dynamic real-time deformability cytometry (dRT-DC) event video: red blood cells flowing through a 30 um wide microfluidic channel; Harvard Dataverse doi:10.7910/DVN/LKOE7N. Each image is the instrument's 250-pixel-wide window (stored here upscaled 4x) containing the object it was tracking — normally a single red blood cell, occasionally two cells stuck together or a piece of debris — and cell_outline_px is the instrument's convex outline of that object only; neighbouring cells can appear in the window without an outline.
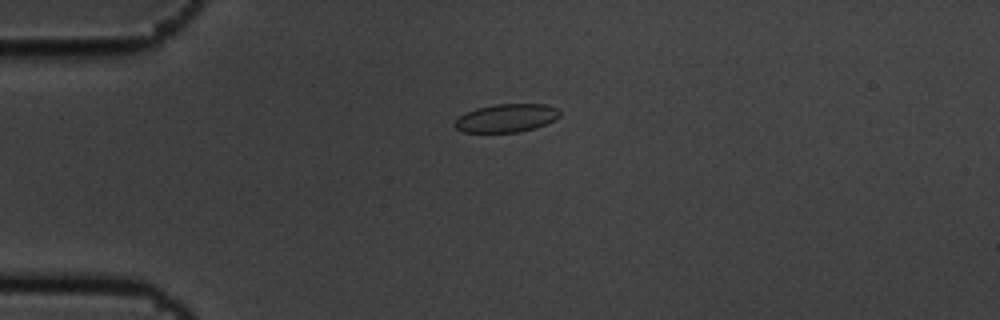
{"species": "common noctule bat (a hibernating species)", "species_latin": "Nyctalus noctula", "temperature_condition": "cold", "stored_images_in_passage": 2, "camera_frame_rate_fps": 3000, "um_per_image_px": 0.085, "animal": {"sex": "male", "body_mass_g": 19.5, "forearm_length_mm": 54.6}, "frame": {"image": 1, "passage_image": 1, "time_ms": 0.0, "image_size_px": [1000, 320], "cell_outline_px": [[560, 116], [556, 120], [520, 132], [464, 132], [456, 128], [452, 124], [460, 116], [476, 108], [496, 104], [548, 104], [556, 108], [560, 112]], "centroid_in_image_um": [43.06, 10.03], "position_along_channel_um": 41.9, "area_um2": 17.17}}